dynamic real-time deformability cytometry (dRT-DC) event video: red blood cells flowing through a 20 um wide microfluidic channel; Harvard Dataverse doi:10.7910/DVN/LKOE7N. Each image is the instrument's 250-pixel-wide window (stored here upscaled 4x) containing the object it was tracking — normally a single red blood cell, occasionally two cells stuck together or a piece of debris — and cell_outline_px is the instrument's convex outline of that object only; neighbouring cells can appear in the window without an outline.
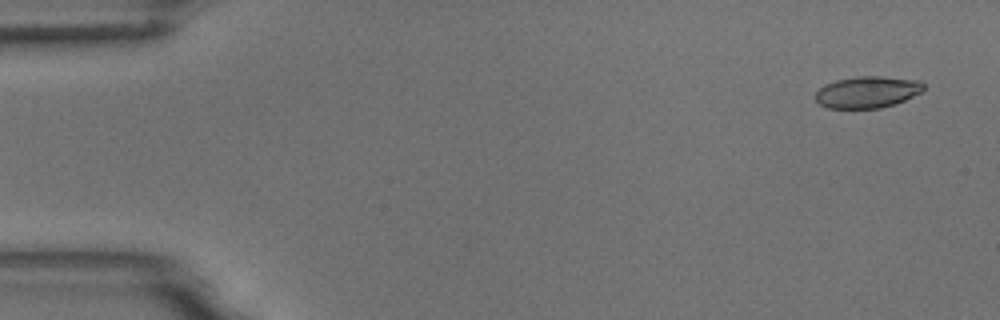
{"species": "common noctule bat (a hibernating species)", "species_latin": "Nyctalus noctula", "temperature_condition": "room temperature", "stored_images_in_passage": 4, "camera_frame_rate_fps": 3000, "um_per_image_px": 0.085, "animal": {"sex": "male", "body_mass_g": 18.8}, "frame": {"image": 1, "passage_image": 1, "time_ms": 0.0, "image_size_px": [1000, 320], "cell_outline_px": [[924, 88], [920, 92], [904, 100], [880, 108], [828, 108], [820, 104], [816, 100], [816, 92], [824, 84], [836, 80], [856, 76], [880, 76], [920, 80], [924, 84]], "centroid_in_image_um": [73.71, 7.81], "position_along_channel_um": 11.3, "area_um2": 19.83}}
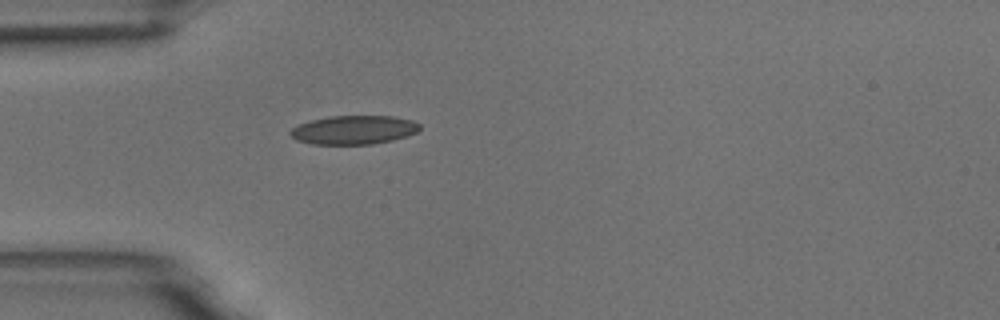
{"frame": {"image": 2, "passage_image": 4, "time_ms": 4.333, "image_size_px": [1000, 320], "cell_outline_px": [[420, 128], [416, 132], [392, 140], [372, 144], [312, 144], [296, 140], [288, 132], [292, 128], [300, 124], [312, 120], [328, 116], [392, 116], [412, 120], [420, 124]], "centroid_in_image_um": [30.05, 11.04], "position_along_channel_um": 54.9, "area_um2": 21.56}}